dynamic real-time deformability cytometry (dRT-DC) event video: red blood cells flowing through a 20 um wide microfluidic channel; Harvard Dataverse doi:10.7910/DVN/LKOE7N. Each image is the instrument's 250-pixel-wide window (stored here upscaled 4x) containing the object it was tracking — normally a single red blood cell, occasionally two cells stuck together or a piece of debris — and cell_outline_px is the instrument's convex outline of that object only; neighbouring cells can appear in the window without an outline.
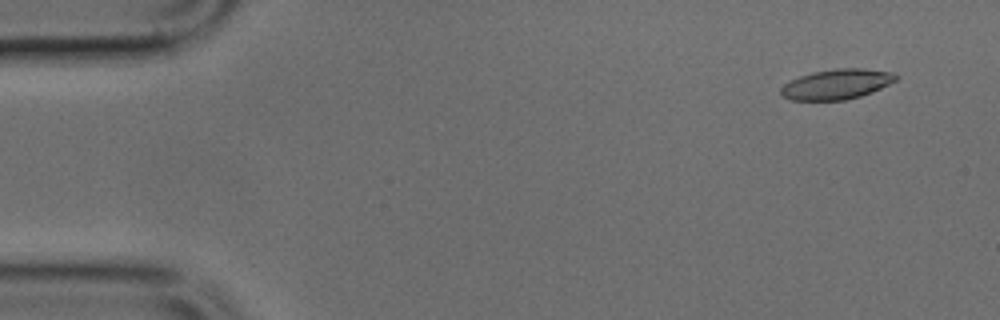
{"species": "common noctule bat (a hibernating species)", "species_latin": "Nyctalus noctula", "temperature_condition": "cold", "stored_images_in_passage": 50, "camera_frame_rate_fps": 3000, "um_per_image_px": 0.085, "animal": {"sex": "male", "body_mass_g": 17.9, "forearm_length_mm": 54.2}, "frame": {"image": 1, "passage_image": 4, "time_ms": 1.0, "image_size_px": [1000, 320], "cell_outline_px": [[896, 80], [872, 92], [860, 96], [844, 100], [792, 100], [780, 96], [780, 88], [784, 84], [800, 76], [812, 72], [836, 68], [864, 68], [892, 72], [896, 76]], "centroid_in_image_um": [71.08, 7.16], "position_along_channel_um": 13.9, "area_um2": 20.11}}
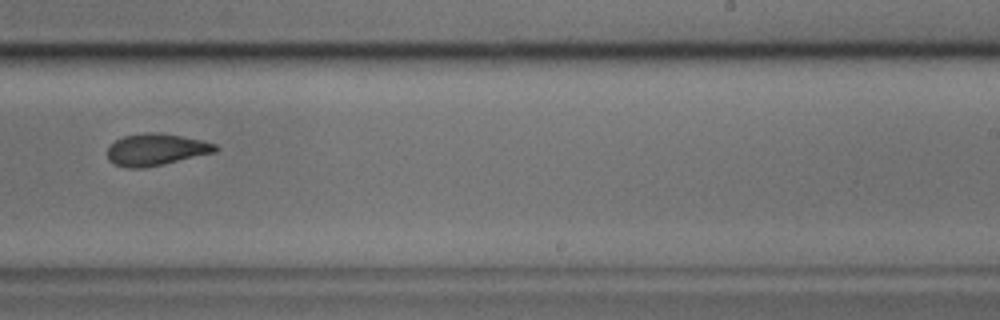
{"frame": {"image": 2, "passage_image": 31, "time_ms": 10.0, "image_size_px": [1000, 320], "cell_outline_px": [[220, 148], [216, 152], [144, 168], [124, 168], [112, 164], [108, 160], [108, 148], [116, 140], [124, 136], [148, 132], [156, 132], [180, 136], [200, 140], [216, 144]], "centroid_in_image_um": [13.24, 12.73], "position_along_channel_um": 275.8, "area_um2": 19.94}}
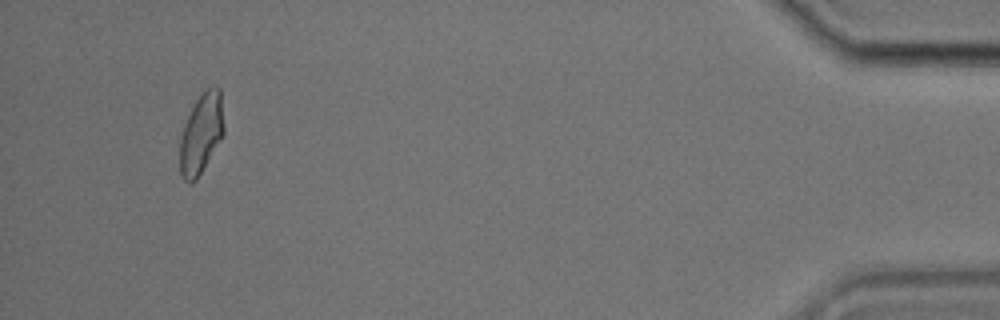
{"frame": {"image": 3, "passage_image": 47, "time_ms": 15.333, "image_size_px": [1000, 320], "cell_outline_px": [[224, 132], [196, 180], [192, 184], [188, 184], [180, 176], [180, 136], [184, 124], [196, 100], [204, 88], [212, 84], [216, 84], [220, 88], [224, 124]], "centroid_in_image_um": [17.1, 11.31], "position_along_channel_um": 418.1, "area_um2": 20.69}}